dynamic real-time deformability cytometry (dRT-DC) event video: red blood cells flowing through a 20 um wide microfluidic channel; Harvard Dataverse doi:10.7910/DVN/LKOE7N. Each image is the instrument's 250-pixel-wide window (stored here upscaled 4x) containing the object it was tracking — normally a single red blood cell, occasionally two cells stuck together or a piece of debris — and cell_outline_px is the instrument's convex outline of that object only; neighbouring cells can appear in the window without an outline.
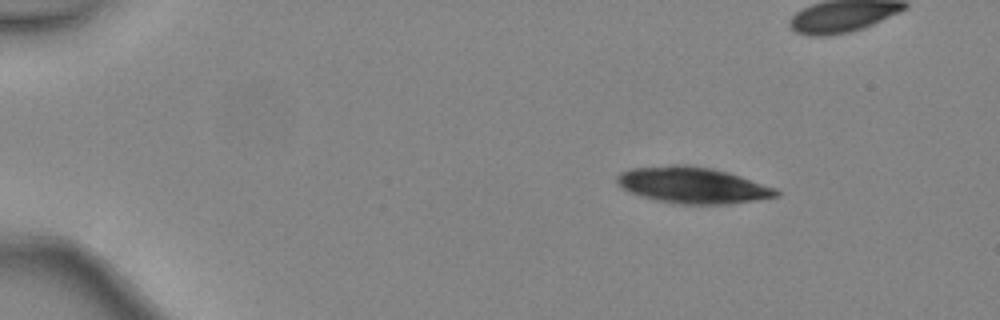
{"species": "common noctule bat (a hibernating species)", "species_latin": "Nyctalus noctula", "temperature_condition": "warm", "stored_images_in_passage": 25, "camera_frame_rate_fps": 3000, "um_per_image_px": 0.085, "animal": {"sex": "female", "body_mass_g": 24.6, "forearm_length_mm": 56.2}, "frame": {"image": 1, "passage_image": 1, "time_ms": 0.0, "image_size_px": [1000, 320], "cell_outline_px": [[780, 196], [756, 200], [728, 204], [680, 204], [656, 200], [640, 196], [620, 188], [616, 180], [616, 176], [620, 172], [632, 168], [672, 164], [688, 164], [712, 168], [728, 172], [776, 188], [780, 192]], "centroid_in_image_um": [58.86, 15.73], "position_along_channel_um": 26.1, "area_um2": 33.87}}
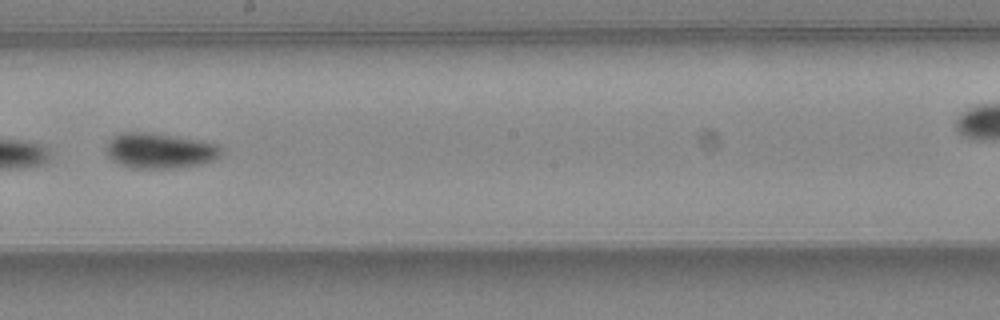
{"frame": {"image": 2, "passage_image": 22, "time_ms": 7.0, "image_size_px": [1000, 320], "cell_outline_px": [[220, 156], [216, 160], [200, 164], [176, 168], [128, 168], [112, 160], [108, 156], [104, 148], [108, 140], [112, 136], [120, 132], [152, 132], [200, 140], [216, 144], [220, 148]], "centroid_in_image_um": [13.52, 12.8], "position_along_channel_um": 234.7, "area_um2": 24.04}}